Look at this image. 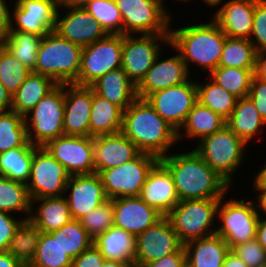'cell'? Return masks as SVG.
I'll return each mask as SVG.
<instances>
[{"instance_id": "obj_1", "label": "cell", "mask_w": 266, "mask_h": 267, "mask_svg": "<svg viewBox=\"0 0 266 267\" xmlns=\"http://www.w3.org/2000/svg\"><path fill=\"white\" fill-rule=\"evenodd\" d=\"M160 162L173 177L179 200L221 199L231 185L215 172L194 150L170 153Z\"/></svg>"}, {"instance_id": "obj_2", "label": "cell", "mask_w": 266, "mask_h": 267, "mask_svg": "<svg viewBox=\"0 0 266 267\" xmlns=\"http://www.w3.org/2000/svg\"><path fill=\"white\" fill-rule=\"evenodd\" d=\"M140 152L159 159L178 143L177 131L162 119L146 99L136 98L123 112L121 131Z\"/></svg>"}, {"instance_id": "obj_3", "label": "cell", "mask_w": 266, "mask_h": 267, "mask_svg": "<svg viewBox=\"0 0 266 267\" xmlns=\"http://www.w3.org/2000/svg\"><path fill=\"white\" fill-rule=\"evenodd\" d=\"M208 22L183 25L175 29L170 27L168 47L171 46V49L179 51L190 74L192 71L190 62L196 64V67L201 68L204 73L206 72L207 76L219 67L227 36L213 18Z\"/></svg>"}, {"instance_id": "obj_4", "label": "cell", "mask_w": 266, "mask_h": 267, "mask_svg": "<svg viewBox=\"0 0 266 267\" xmlns=\"http://www.w3.org/2000/svg\"><path fill=\"white\" fill-rule=\"evenodd\" d=\"M81 59V46L51 31L42 37L32 72L48 76L57 84H73L78 79Z\"/></svg>"}, {"instance_id": "obj_5", "label": "cell", "mask_w": 266, "mask_h": 267, "mask_svg": "<svg viewBox=\"0 0 266 267\" xmlns=\"http://www.w3.org/2000/svg\"><path fill=\"white\" fill-rule=\"evenodd\" d=\"M193 150L230 185L234 174L245 160L247 144L228 126L205 136L196 143ZM234 176V177H233Z\"/></svg>"}, {"instance_id": "obj_6", "label": "cell", "mask_w": 266, "mask_h": 267, "mask_svg": "<svg viewBox=\"0 0 266 267\" xmlns=\"http://www.w3.org/2000/svg\"><path fill=\"white\" fill-rule=\"evenodd\" d=\"M219 199L179 201L166 216L184 245L192 240L216 234ZM214 223V224H213Z\"/></svg>"}, {"instance_id": "obj_7", "label": "cell", "mask_w": 266, "mask_h": 267, "mask_svg": "<svg viewBox=\"0 0 266 267\" xmlns=\"http://www.w3.org/2000/svg\"><path fill=\"white\" fill-rule=\"evenodd\" d=\"M219 199L217 220L221 223L216 234L221 236L230 249L240 243L256 238L257 222L260 217L257 200L225 198ZM226 200H225V199ZM225 201V202H224ZM256 202V203H255Z\"/></svg>"}, {"instance_id": "obj_8", "label": "cell", "mask_w": 266, "mask_h": 267, "mask_svg": "<svg viewBox=\"0 0 266 267\" xmlns=\"http://www.w3.org/2000/svg\"><path fill=\"white\" fill-rule=\"evenodd\" d=\"M64 109V84H58L24 117L28 141L35 146H45L64 135Z\"/></svg>"}, {"instance_id": "obj_9", "label": "cell", "mask_w": 266, "mask_h": 267, "mask_svg": "<svg viewBox=\"0 0 266 267\" xmlns=\"http://www.w3.org/2000/svg\"><path fill=\"white\" fill-rule=\"evenodd\" d=\"M123 18V35L170 34L171 10L163 0H114Z\"/></svg>"}, {"instance_id": "obj_10", "label": "cell", "mask_w": 266, "mask_h": 267, "mask_svg": "<svg viewBox=\"0 0 266 267\" xmlns=\"http://www.w3.org/2000/svg\"><path fill=\"white\" fill-rule=\"evenodd\" d=\"M159 161L154 155L140 152L123 165L102 170L99 175L107 198L139 196L148 174Z\"/></svg>"}, {"instance_id": "obj_11", "label": "cell", "mask_w": 266, "mask_h": 267, "mask_svg": "<svg viewBox=\"0 0 266 267\" xmlns=\"http://www.w3.org/2000/svg\"><path fill=\"white\" fill-rule=\"evenodd\" d=\"M123 35L107 34L82 48L81 68L74 84L91 86L106 73L121 68Z\"/></svg>"}, {"instance_id": "obj_12", "label": "cell", "mask_w": 266, "mask_h": 267, "mask_svg": "<svg viewBox=\"0 0 266 267\" xmlns=\"http://www.w3.org/2000/svg\"><path fill=\"white\" fill-rule=\"evenodd\" d=\"M169 35H123L121 68L135 86L142 81L159 54L163 53L164 46L170 44Z\"/></svg>"}, {"instance_id": "obj_13", "label": "cell", "mask_w": 266, "mask_h": 267, "mask_svg": "<svg viewBox=\"0 0 266 267\" xmlns=\"http://www.w3.org/2000/svg\"><path fill=\"white\" fill-rule=\"evenodd\" d=\"M70 174L44 146L33 152L27 188L32 199L58 197L65 194Z\"/></svg>"}, {"instance_id": "obj_14", "label": "cell", "mask_w": 266, "mask_h": 267, "mask_svg": "<svg viewBox=\"0 0 266 267\" xmlns=\"http://www.w3.org/2000/svg\"><path fill=\"white\" fill-rule=\"evenodd\" d=\"M146 101L178 132L185 123L188 113L198 102L196 80L190 78L180 85L156 91L150 94Z\"/></svg>"}, {"instance_id": "obj_15", "label": "cell", "mask_w": 266, "mask_h": 267, "mask_svg": "<svg viewBox=\"0 0 266 267\" xmlns=\"http://www.w3.org/2000/svg\"><path fill=\"white\" fill-rule=\"evenodd\" d=\"M44 147L70 175L95 173L93 137L62 135Z\"/></svg>"}, {"instance_id": "obj_16", "label": "cell", "mask_w": 266, "mask_h": 267, "mask_svg": "<svg viewBox=\"0 0 266 267\" xmlns=\"http://www.w3.org/2000/svg\"><path fill=\"white\" fill-rule=\"evenodd\" d=\"M182 246L170 220L164 216L136 237L135 267L160 260Z\"/></svg>"}, {"instance_id": "obj_17", "label": "cell", "mask_w": 266, "mask_h": 267, "mask_svg": "<svg viewBox=\"0 0 266 267\" xmlns=\"http://www.w3.org/2000/svg\"><path fill=\"white\" fill-rule=\"evenodd\" d=\"M11 30L40 36L54 31L58 11L57 0H14ZM14 21V22H13Z\"/></svg>"}, {"instance_id": "obj_18", "label": "cell", "mask_w": 266, "mask_h": 267, "mask_svg": "<svg viewBox=\"0 0 266 267\" xmlns=\"http://www.w3.org/2000/svg\"><path fill=\"white\" fill-rule=\"evenodd\" d=\"M61 11H64V15ZM54 31L82 48L107 35L100 23L84 7H59Z\"/></svg>"}, {"instance_id": "obj_19", "label": "cell", "mask_w": 266, "mask_h": 267, "mask_svg": "<svg viewBox=\"0 0 266 267\" xmlns=\"http://www.w3.org/2000/svg\"><path fill=\"white\" fill-rule=\"evenodd\" d=\"M64 197L74 220H79L108 200L98 173L70 175Z\"/></svg>"}, {"instance_id": "obj_20", "label": "cell", "mask_w": 266, "mask_h": 267, "mask_svg": "<svg viewBox=\"0 0 266 267\" xmlns=\"http://www.w3.org/2000/svg\"><path fill=\"white\" fill-rule=\"evenodd\" d=\"M64 135L90 137L93 88L64 84Z\"/></svg>"}, {"instance_id": "obj_21", "label": "cell", "mask_w": 266, "mask_h": 267, "mask_svg": "<svg viewBox=\"0 0 266 267\" xmlns=\"http://www.w3.org/2000/svg\"><path fill=\"white\" fill-rule=\"evenodd\" d=\"M176 52V55L163 60V56L159 54L145 77L136 86L138 98L146 99L156 91L180 85L191 78L186 63L177 50Z\"/></svg>"}, {"instance_id": "obj_22", "label": "cell", "mask_w": 266, "mask_h": 267, "mask_svg": "<svg viewBox=\"0 0 266 267\" xmlns=\"http://www.w3.org/2000/svg\"><path fill=\"white\" fill-rule=\"evenodd\" d=\"M111 201L114 211L113 225L136 237L164 217L139 196L115 198Z\"/></svg>"}, {"instance_id": "obj_23", "label": "cell", "mask_w": 266, "mask_h": 267, "mask_svg": "<svg viewBox=\"0 0 266 267\" xmlns=\"http://www.w3.org/2000/svg\"><path fill=\"white\" fill-rule=\"evenodd\" d=\"M139 197L163 216H167L180 201L173 177L160 161L148 174Z\"/></svg>"}, {"instance_id": "obj_24", "label": "cell", "mask_w": 266, "mask_h": 267, "mask_svg": "<svg viewBox=\"0 0 266 267\" xmlns=\"http://www.w3.org/2000/svg\"><path fill=\"white\" fill-rule=\"evenodd\" d=\"M95 173L123 165L140 151L122 132L93 137Z\"/></svg>"}, {"instance_id": "obj_25", "label": "cell", "mask_w": 266, "mask_h": 267, "mask_svg": "<svg viewBox=\"0 0 266 267\" xmlns=\"http://www.w3.org/2000/svg\"><path fill=\"white\" fill-rule=\"evenodd\" d=\"M255 0H228L213 15L227 37L250 39L253 28Z\"/></svg>"}, {"instance_id": "obj_26", "label": "cell", "mask_w": 266, "mask_h": 267, "mask_svg": "<svg viewBox=\"0 0 266 267\" xmlns=\"http://www.w3.org/2000/svg\"><path fill=\"white\" fill-rule=\"evenodd\" d=\"M35 203H38L35 207ZM35 208V209H34ZM29 220L43 233L60 229L72 220L66 198L63 196L31 200Z\"/></svg>"}, {"instance_id": "obj_27", "label": "cell", "mask_w": 266, "mask_h": 267, "mask_svg": "<svg viewBox=\"0 0 266 267\" xmlns=\"http://www.w3.org/2000/svg\"><path fill=\"white\" fill-rule=\"evenodd\" d=\"M93 244L105 259L120 261L135 267V235L113 225L94 239Z\"/></svg>"}, {"instance_id": "obj_28", "label": "cell", "mask_w": 266, "mask_h": 267, "mask_svg": "<svg viewBox=\"0 0 266 267\" xmlns=\"http://www.w3.org/2000/svg\"><path fill=\"white\" fill-rule=\"evenodd\" d=\"M183 246L186 267H222L230 250L224 239L217 234L192 240Z\"/></svg>"}, {"instance_id": "obj_29", "label": "cell", "mask_w": 266, "mask_h": 267, "mask_svg": "<svg viewBox=\"0 0 266 267\" xmlns=\"http://www.w3.org/2000/svg\"><path fill=\"white\" fill-rule=\"evenodd\" d=\"M94 92L126 110L137 98L136 86L122 68L110 71L91 85Z\"/></svg>"}, {"instance_id": "obj_30", "label": "cell", "mask_w": 266, "mask_h": 267, "mask_svg": "<svg viewBox=\"0 0 266 267\" xmlns=\"http://www.w3.org/2000/svg\"><path fill=\"white\" fill-rule=\"evenodd\" d=\"M58 84L48 76L31 72L12 96L11 110L23 117Z\"/></svg>"}, {"instance_id": "obj_31", "label": "cell", "mask_w": 266, "mask_h": 267, "mask_svg": "<svg viewBox=\"0 0 266 267\" xmlns=\"http://www.w3.org/2000/svg\"><path fill=\"white\" fill-rule=\"evenodd\" d=\"M266 123L260 117L252 100L246 96L237 100L230 117L226 120L228 126L246 144L260 133ZM256 135V136H255ZM251 141V142H250Z\"/></svg>"}, {"instance_id": "obj_32", "label": "cell", "mask_w": 266, "mask_h": 267, "mask_svg": "<svg viewBox=\"0 0 266 267\" xmlns=\"http://www.w3.org/2000/svg\"><path fill=\"white\" fill-rule=\"evenodd\" d=\"M226 125V120L210 108L197 102L188 113L187 119L177 132L178 143L185 137L188 139H202L219 131ZM185 133H184V132ZM184 137V138H183Z\"/></svg>"}, {"instance_id": "obj_33", "label": "cell", "mask_w": 266, "mask_h": 267, "mask_svg": "<svg viewBox=\"0 0 266 267\" xmlns=\"http://www.w3.org/2000/svg\"><path fill=\"white\" fill-rule=\"evenodd\" d=\"M123 112L124 111L119 106L110 103L93 90L90 137L121 132Z\"/></svg>"}, {"instance_id": "obj_34", "label": "cell", "mask_w": 266, "mask_h": 267, "mask_svg": "<svg viewBox=\"0 0 266 267\" xmlns=\"http://www.w3.org/2000/svg\"><path fill=\"white\" fill-rule=\"evenodd\" d=\"M37 147L27 141L23 146L0 153V176L27 184Z\"/></svg>"}, {"instance_id": "obj_35", "label": "cell", "mask_w": 266, "mask_h": 267, "mask_svg": "<svg viewBox=\"0 0 266 267\" xmlns=\"http://www.w3.org/2000/svg\"><path fill=\"white\" fill-rule=\"evenodd\" d=\"M207 78L209 80L205 84L196 81L198 102L227 120L233 112L238 98L227 92L210 77Z\"/></svg>"}, {"instance_id": "obj_36", "label": "cell", "mask_w": 266, "mask_h": 267, "mask_svg": "<svg viewBox=\"0 0 266 267\" xmlns=\"http://www.w3.org/2000/svg\"><path fill=\"white\" fill-rule=\"evenodd\" d=\"M0 211L20 216L24 213V220H29L31 213V198L27 185L7 177L0 176ZM22 213V214H21Z\"/></svg>"}, {"instance_id": "obj_37", "label": "cell", "mask_w": 266, "mask_h": 267, "mask_svg": "<svg viewBox=\"0 0 266 267\" xmlns=\"http://www.w3.org/2000/svg\"><path fill=\"white\" fill-rule=\"evenodd\" d=\"M219 67L257 69V51L248 39L226 37Z\"/></svg>"}, {"instance_id": "obj_38", "label": "cell", "mask_w": 266, "mask_h": 267, "mask_svg": "<svg viewBox=\"0 0 266 267\" xmlns=\"http://www.w3.org/2000/svg\"><path fill=\"white\" fill-rule=\"evenodd\" d=\"M42 36L21 32L18 30H10L8 38L3 45L20 63L26 66L30 71L36 67V59Z\"/></svg>"}, {"instance_id": "obj_39", "label": "cell", "mask_w": 266, "mask_h": 267, "mask_svg": "<svg viewBox=\"0 0 266 267\" xmlns=\"http://www.w3.org/2000/svg\"><path fill=\"white\" fill-rule=\"evenodd\" d=\"M49 234L57 239L63 251L73 260L93 245V239L79 220L72 219L60 229L51 231Z\"/></svg>"}, {"instance_id": "obj_40", "label": "cell", "mask_w": 266, "mask_h": 267, "mask_svg": "<svg viewBox=\"0 0 266 267\" xmlns=\"http://www.w3.org/2000/svg\"><path fill=\"white\" fill-rule=\"evenodd\" d=\"M40 233L30 220H24L16 229L7 252L27 267L36 254Z\"/></svg>"}, {"instance_id": "obj_41", "label": "cell", "mask_w": 266, "mask_h": 267, "mask_svg": "<svg viewBox=\"0 0 266 267\" xmlns=\"http://www.w3.org/2000/svg\"><path fill=\"white\" fill-rule=\"evenodd\" d=\"M256 69H241L235 67H217L210 78L238 99L249 94L251 81Z\"/></svg>"}, {"instance_id": "obj_42", "label": "cell", "mask_w": 266, "mask_h": 267, "mask_svg": "<svg viewBox=\"0 0 266 267\" xmlns=\"http://www.w3.org/2000/svg\"><path fill=\"white\" fill-rule=\"evenodd\" d=\"M73 259L49 233L39 235L36 254L27 267H72Z\"/></svg>"}, {"instance_id": "obj_43", "label": "cell", "mask_w": 266, "mask_h": 267, "mask_svg": "<svg viewBox=\"0 0 266 267\" xmlns=\"http://www.w3.org/2000/svg\"><path fill=\"white\" fill-rule=\"evenodd\" d=\"M28 141L25 119L15 111L0 112V153Z\"/></svg>"}, {"instance_id": "obj_44", "label": "cell", "mask_w": 266, "mask_h": 267, "mask_svg": "<svg viewBox=\"0 0 266 267\" xmlns=\"http://www.w3.org/2000/svg\"><path fill=\"white\" fill-rule=\"evenodd\" d=\"M31 72L15 59L3 43H0V82L11 96L15 94Z\"/></svg>"}, {"instance_id": "obj_45", "label": "cell", "mask_w": 266, "mask_h": 267, "mask_svg": "<svg viewBox=\"0 0 266 267\" xmlns=\"http://www.w3.org/2000/svg\"><path fill=\"white\" fill-rule=\"evenodd\" d=\"M84 8L107 34L123 35V18L114 0H92Z\"/></svg>"}, {"instance_id": "obj_46", "label": "cell", "mask_w": 266, "mask_h": 267, "mask_svg": "<svg viewBox=\"0 0 266 267\" xmlns=\"http://www.w3.org/2000/svg\"><path fill=\"white\" fill-rule=\"evenodd\" d=\"M88 235L94 240L113 226V202L108 199L94 210L79 219Z\"/></svg>"}, {"instance_id": "obj_47", "label": "cell", "mask_w": 266, "mask_h": 267, "mask_svg": "<svg viewBox=\"0 0 266 267\" xmlns=\"http://www.w3.org/2000/svg\"><path fill=\"white\" fill-rule=\"evenodd\" d=\"M231 250L246 263L247 267L266 265V250L256 238L233 246Z\"/></svg>"}, {"instance_id": "obj_48", "label": "cell", "mask_w": 266, "mask_h": 267, "mask_svg": "<svg viewBox=\"0 0 266 267\" xmlns=\"http://www.w3.org/2000/svg\"><path fill=\"white\" fill-rule=\"evenodd\" d=\"M249 40L257 52L266 50V0H255L253 28Z\"/></svg>"}, {"instance_id": "obj_49", "label": "cell", "mask_w": 266, "mask_h": 267, "mask_svg": "<svg viewBox=\"0 0 266 267\" xmlns=\"http://www.w3.org/2000/svg\"><path fill=\"white\" fill-rule=\"evenodd\" d=\"M23 221V218H17L12 213L0 211V251L8 250L16 229Z\"/></svg>"}, {"instance_id": "obj_50", "label": "cell", "mask_w": 266, "mask_h": 267, "mask_svg": "<svg viewBox=\"0 0 266 267\" xmlns=\"http://www.w3.org/2000/svg\"><path fill=\"white\" fill-rule=\"evenodd\" d=\"M247 96L252 100L260 117L266 123V78L255 74Z\"/></svg>"}, {"instance_id": "obj_51", "label": "cell", "mask_w": 266, "mask_h": 267, "mask_svg": "<svg viewBox=\"0 0 266 267\" xmlns=\"http://www.w3.org/2000/svg\"><path fill=\"white\" fill-rule=\"evenodd\" d=\"M104 259L93 244L73 260L72 267H102Z\"/></svg>"}, {"instance_id": "obj_52", "label": "cell", "mask_w": 266, "mask_h": 267, "mask_svg": "<svg viewBox=\"0 0 266 267\" xmlns=\"http://www.w3.org/2000/svg\"><path fill=\"white\" fill-rule=\"evenodd\" d=\"M136 267H186V253L184 246H182L177 252L161 258L160 260L140 264Z\"/></svg>"}, {"instance_id": "obj_53", "label": "cell", "mask_w": 266, "mask_h": 267, "mask_svg": "<svg viewBox=\"0 0 266 267\" xmlns=\"http://www.w3.org/2000/svg\"><path fill=\"white\" fill-rule=\"evenodd\" d=\"M7 0H0V43H3L11 30V5Z\"/></svg>"}, {"instance_id": "obj_54", "label": "cell", "mask_w": 266, "mask_h": 267, "mask_svg": "<svg viewBox=\"0 0 266 267\" xmlns=\"http://www.w3.org/2000/svg\"><path fill=\"white\" fill-rule=\"evenodd\" d=\"M253 190L256 192H266V164L261 168V171L254 175Z\"/></svg>"}, {"instance_id": "obj_55", "label": "cell", "mask_w": 266, "mask_h": 267, "mask_svg": "<svg viewBox=\"0 0 266 267\" xmlns=\"http://www.w3.org/2000/svg\"><path fill=\"white\" fill-rule=\"evenodd\" d=\"M256 239L266 250V217L260 215L257 222Z\"/></svg>"}, {"instance_id": "obj_56", "label": "cell", "mask_w": 266, "mask_h": 267, "mask_svg": "<svg viewBox=\"0 0 266 267\" xmlns=\"http://www.w3.org/2000/svg\"><path fill=\"white\" fill-rule=\"evenodd\" d=\"M12 96L0 82V112L11 110Z\"/></svg>"}, {"instance_id": "obj_57", "label": "cell", "mask_w": 266, "mask_h": 267, "mask_svg": "<svg viewBox=\"0 0 266 267\" xmlns=\"http://www.w3.org/2000/svg\"><path fill=\"white\" fill-rule=\"evenodd\" d=\"M0 267H25L7 251H0Z\"/></svg>"}, {"instance_id": "obj_58", "label": "cell", "mask_w": 266, "mask_h": 267, "mask_svg": "<svg viewBox=\"0 0 266 267\" xmlns=\"http://www.w3.org/2000/svg\"><path fill=\"white\" fill-rule=\"evenodd\" d=\"M222 267H247V265L230 249L224 259Z\"/></svg>"}, {"instance_id": "obj_59", "label": "cell", "mask_w": 266, "mask_h": 267, "mask_svg": "<svg viewBox=\"0 0 266 267\" xmlns=\"http://www.w3.org/2000/svg\"><path fill=\"white\" fill-rule=\"evenodd\" d=\"M256 74L266 78V50L257 52V69Z\"/></svg>"}, {"instance_id": "obj_60", "label": "cell", "mask_w": 266, "mask_h": 267, "mask_svg": "<svg viewBox=\"0 0 266 267\" xmlns=\"http://www.w3.org/2000/svg\"><path fill=\"white\" fill-rule=\"evenodd\" d=\"M92 0H57L59 7H84Z\"/></svg>"}, {"instance_id": "obj_61", "label": "cell", "mask_w": 266, "mask_h": 267, "mask_svg": "<svg viewBox=\"0 0 266 267\" xmlns=\"http://www.w3.org/2000/svg\"><path fill=\"white\" fill-rule=\"evenodd\" d=\"M255 198L257 199L259 212L262 213L260 215H264L266 217V192H256Z\"/></svg>"}, {"instance_id": "obj_62", "label": "cell", "mask_w": 266, "mask_h": 267, "mask_svg": "<svg viewBox=\"0 0 266 267\" xmlns=\"http://www.w3.org/2000/svg\"><path fill=\"white\" fill-rule=\"evenodd\" d=\"M102 267H130V266L120 261L104 259Z\"/></svg>"}, {"instance_id": "obj_63", "label": "cell", "mask_w": 266, "mask_h": 267, "mask_svg": "<svg viewBox=\"0 0 266 267\" xmlns=\"http://www.w3.org/2000/svg\"><path fill=\"white\" fill-rule=\"evenodd\" d=\"M192 0H187L186 3L190 2ZM204 4L206 3L209 7H216L218 5H222L223 0H201Z\"/></svg>"}]
</instances>
